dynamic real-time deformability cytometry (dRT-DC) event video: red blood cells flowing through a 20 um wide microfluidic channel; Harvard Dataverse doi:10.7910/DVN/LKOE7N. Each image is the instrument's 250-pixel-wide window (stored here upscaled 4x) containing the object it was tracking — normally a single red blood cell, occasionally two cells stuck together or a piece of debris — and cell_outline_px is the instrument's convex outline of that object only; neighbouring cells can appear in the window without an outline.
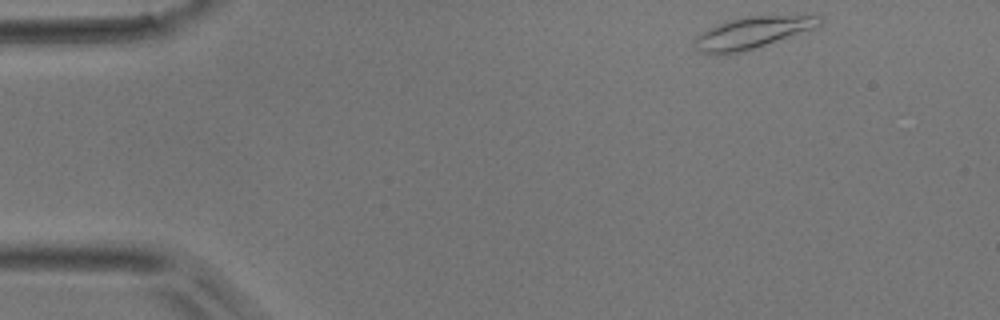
{"species": "common noctule bat (a hibernating species)", "species_latin": "Nyctalus noctula", "temperature_condition": "room temperature", "stored_images_in_passage": 45, "camera_frame_rate_fps": 3000, "um_per_image_px": 0.085, "animal": {"sex": "male", "body_mass_g": 17.9}, "frame": {"image": 1, "passage_image": 1, "time_ms": 0.0, "image_size_px": [1000, 320], "cell_outline_px": [[824, 20], [820, 24], [744, 52], [728, 56], [716, 56], [700, 52], [696, 48], [692, 40], [696, 36], [716, 24], [748, 16], [820, 16]], "centroid_in_image_um": [63.78, 2.83], "position_along_channel_um": 21.2, "area_um2": 22.66}}
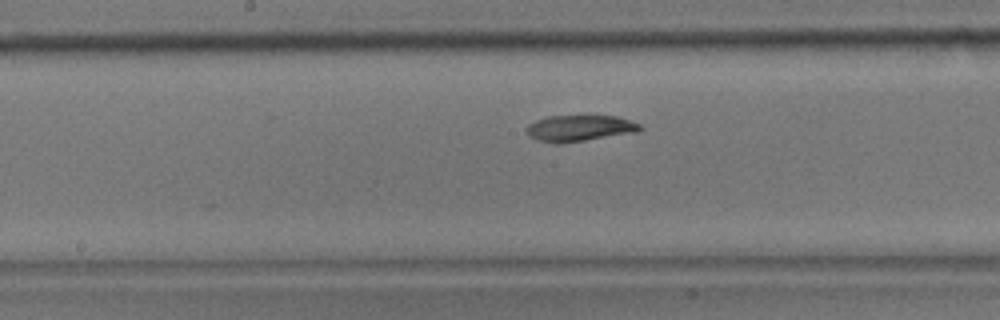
{"frame": {"image": 2, "passage_image": 21, "time_ms": 6.667, "image_size_px": [1000, 320], "cell_outline_px": [[644, 128], [636, 132], [560, 144], [556, 144], [540, 140], [528, 136], [528, 124], [536, 120], [548, 116], [616, 116], [640, 124]], "centroid_in_image_um": [49.27, 10.9], "position_along_channel_um": 198.9, "area_um2": 17.11}}
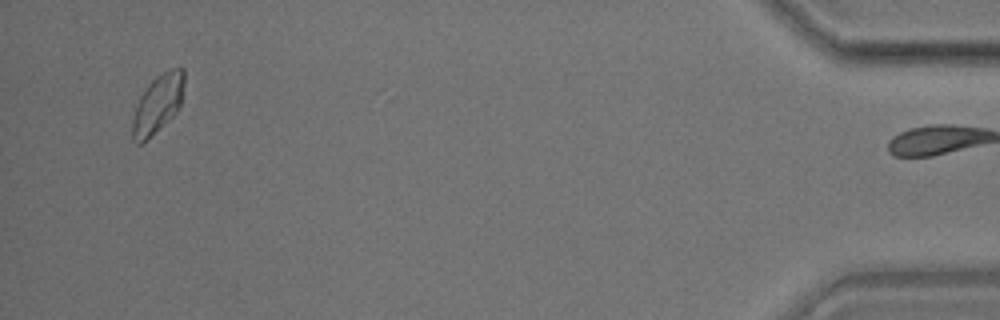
{"frame": {"image": 3, "passage_image": 44, "time_ms": 14.333, "image_size_px": [1000, 320], "cell_outline_px": [[184, 84], [180, 104], [176, 112], [168, 120], [140, 144], [136, 144], [132, 140], [132, 120], [140, 96], [148, 84], [156, 76], [172, 68], [184, 68]], "centroid_in_image_um": [13.4, 8.81], "position_along_channel_um": 421.8, "area_um2": 17.22}}